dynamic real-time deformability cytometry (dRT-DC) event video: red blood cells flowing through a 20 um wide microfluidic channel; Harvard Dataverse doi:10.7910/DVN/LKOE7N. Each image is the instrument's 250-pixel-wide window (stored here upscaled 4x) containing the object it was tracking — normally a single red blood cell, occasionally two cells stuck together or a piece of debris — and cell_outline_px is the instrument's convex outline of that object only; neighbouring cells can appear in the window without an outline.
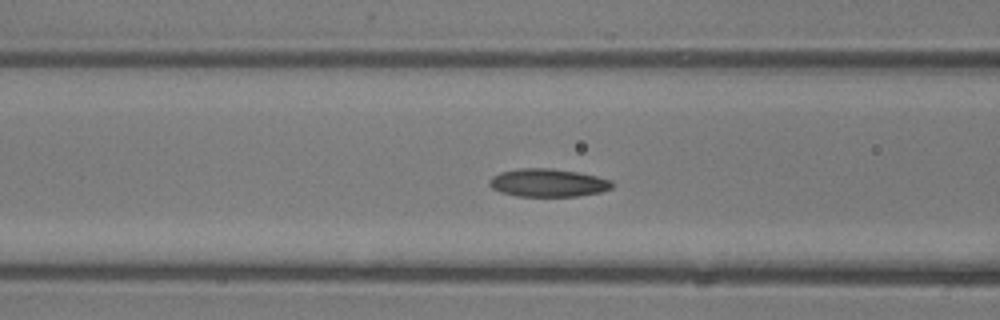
{"species": "common noctule bat (a hibernating species)", "species_latin": "Nyctalus noctula", "temperature_condition": "room temperature", "stored_images_in_passage": 40, "camera_frame_rate_fps": 3000, "um_per_image_px": 0.085, "animal": {"sex": "male", "body_mass_g": 13.3}, "frame": {"image": 1, "passage_image": 13, "time_ms": 4.0, "image_size_px": [1000, 320], "cell_outline_px": [[612, 188], [600, 192], [576, 196], [516, 196], [500, 192], [492, 188], [488, 184], [488, 180], [492, 176], [500, 172], [520, 168], [552, 168], [576, 172], [596, 176], [612, 180]], "centroid_in_image_um": [46.54, 15.53], "position_along_channel_um": 120.1, "area_um2": 20.06}}
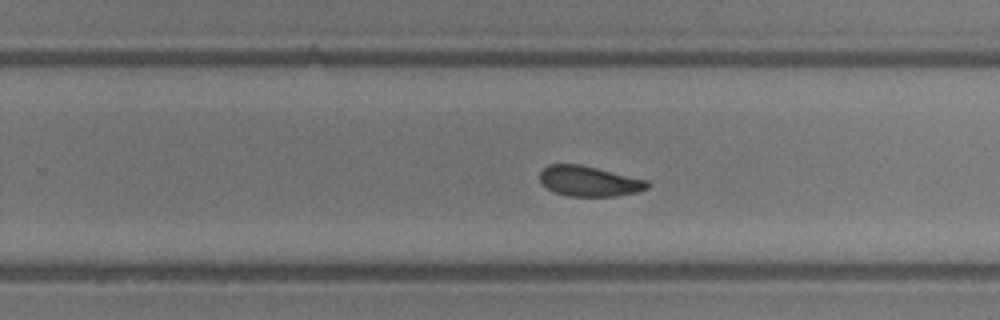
{"frame": {"image": 2, "passage_image": 23, "time_ms": 7.333, "image_size_px": [1000, 320], "cell_outline_px": [[652, 184], [648, 188], [636, 192], [616, 196], [568, 196], [552, 192], [540, 184], [540, 172], [548, 164], [580, 164], [648, 180]], "centroid_in_image_um": [50.06, 15.4], "position_along_channel_um": 279.7, "area_um2": 19.19}}
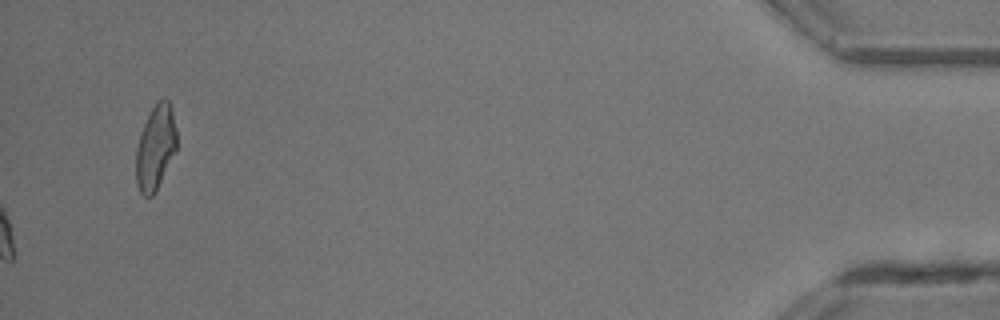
{"frame": {"image": 3, "passage_image": 40, "time_ms": 13.0, "image_size_px": [1000, 320], "cell_outline_px": [[176, 152], [156, 192], [152, 196], [144, 196], [140, 192], [136, 184], [136, 148], [140, 132], [156, 100], [164, 96], [168, 100], [172, 112], [176, 128]], "centroid_in_image_um": [13.22, 12.54], "position_along_channel_um": 422.0, "area_um2": 20.35}, "authors_computed_cell_mechanics": {"area_um2": 19.4497, "velocity_mm_per_s": 4.8008, "shape_relaxation_time_tau1_ms": 1.7071, "shape_relaxation_time_tau2_ms": 2.2305, "deformation_change_tau1": 0.0958, "deformation_change_tau2": 0.0904}}